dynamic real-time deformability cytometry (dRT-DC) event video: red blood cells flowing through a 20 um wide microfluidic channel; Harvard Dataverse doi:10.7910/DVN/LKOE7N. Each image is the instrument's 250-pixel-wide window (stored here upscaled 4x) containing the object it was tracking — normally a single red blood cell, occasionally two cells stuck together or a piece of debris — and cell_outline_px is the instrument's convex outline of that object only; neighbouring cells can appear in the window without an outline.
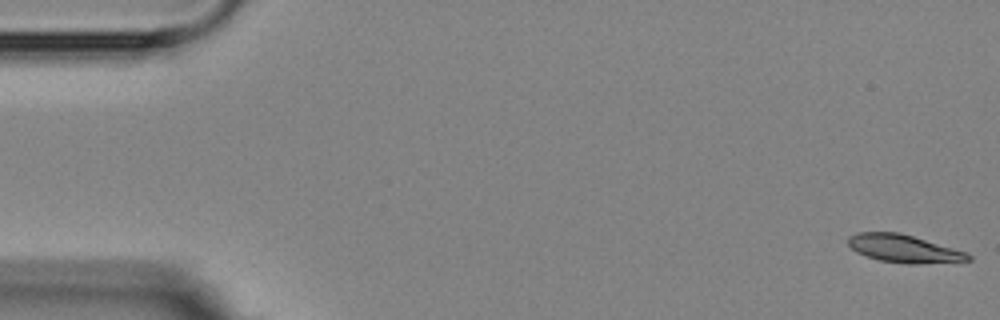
{"species": "Egyptian fruit bat (a non-hibernating species)", "species_latin": "Rousettus aegyptiacus", "temperature_condition": "room temperature", "stored_images_in_passage": 5, "camera_frame_rate_fps": 3000, "um_per_image_px": 0.085, "animal": {"sex": "female"}, "frame": {"image": 1, "passage_image": 1, "time_ms": 0.0, "image_size_px": [1000, 320], "cell_outline_px": [[972, 260], [920, 264], [908, 264], [880, 260], [856, 252], [848, 244], [848, 236], [856, 232], [900, 232], [968, 252], [972, 256]], "centroid_in_image_um": [76.85, 21.12], "position_along_channel_um": 8.2, "area_um2": 19.54}}
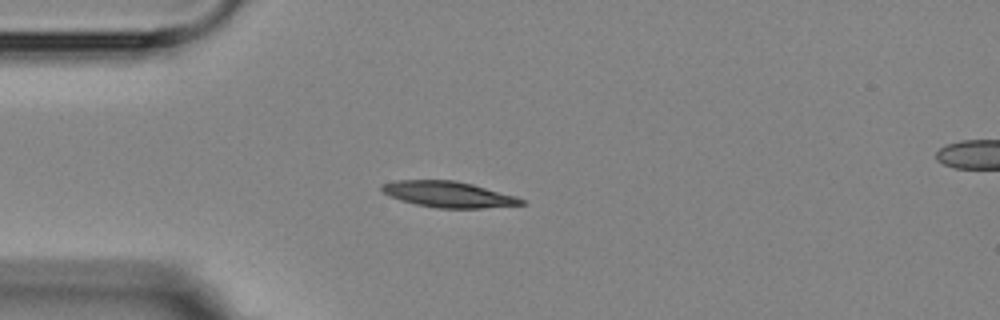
{"frame": {"image": 2, "passage_image": 5, "time_ms": 4.333, "image_size_px": [1000, 320], "cell_outline_px": [[528, 204], [480, 208], [436, 208], [416, 204], [400, 200], [388, 196], [380, 188], [380, 184], [396, 180], [456, 180], [472, 184], [516, 196], [524, 200]], "centroid_in_image_um": [38.09, 16.52], "position_along_channel_um": 46.9, "area_um2": 21.15}}